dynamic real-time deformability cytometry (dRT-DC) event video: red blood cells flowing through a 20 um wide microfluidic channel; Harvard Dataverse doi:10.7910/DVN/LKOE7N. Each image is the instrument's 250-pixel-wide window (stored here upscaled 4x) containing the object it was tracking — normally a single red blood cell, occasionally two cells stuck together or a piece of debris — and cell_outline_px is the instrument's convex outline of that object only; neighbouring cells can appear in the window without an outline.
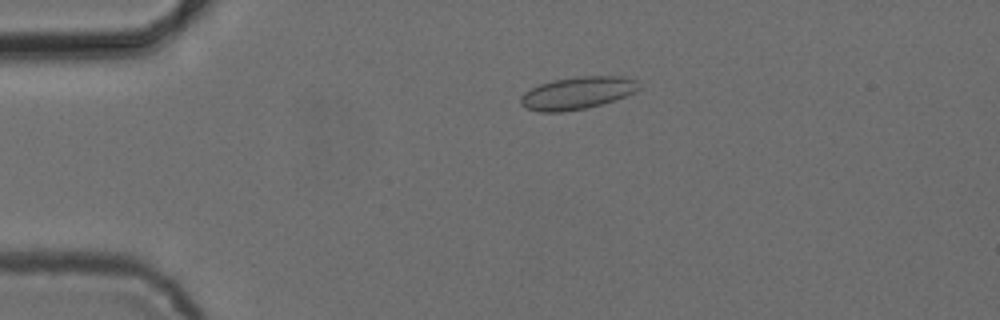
{"species": "common noctule bat (a hibernating species)", "species_latin": "Nyctalus noctula", "temperature_condition": "cold", "stored_images_in_passage": 54, "camera_frame_rate_fps": 3000, "um_per_image_px": 0.085, "animal": {"sex": "female", "body_mass_g": 24.6, "forearm_length_mm": 56.2}, "frame": {"image": 1, "passage_image": 12, "time_ms": 3.667, "image_size_px": [1000, 320], "cell_outline_px": [[640, 88], [636, 92], [616, 100], [588, 108], [560, 112], [540, 112], [524, 108], [520, 104], [520, 96], [524, 92], [540, 84], [552, 80], [580, 76], [624, 76], [636, 80], [640, 84]], "centroid_in_image_um": [49.08, 7.91], "position_along_channel_um": 35.9, "area_um2": 22.66}}
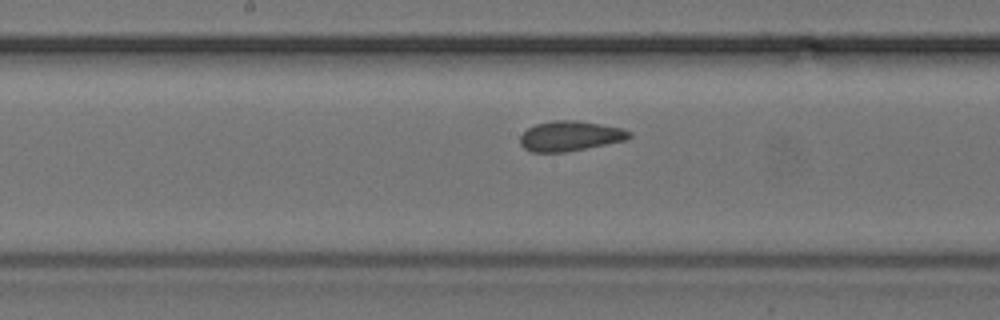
{"frame": {"image": 2, "passage_image": 28, "time_ms": 9.0, "image_size_px": [1000, 320], "cell_outline_px": [[632, 136], [628, 140], [564, 152], [532, 152], [524, 148], [520, 144], [520, 136], [528, 128], [536, 124], [552, 120], [576, 120], [600, 124], [620, 128], [632, 132]], "centroid_in_image_um": [48.46, 11.56], "position_along_channel_um": 199.7, "area_um2": 19.07}}
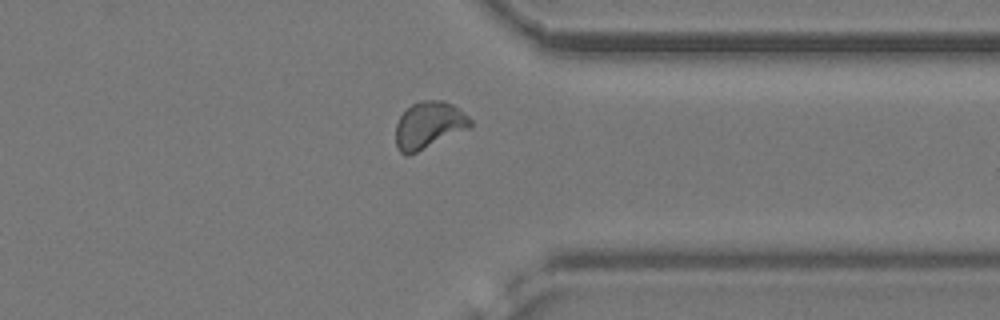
{"frame": {"image": 3, "passage_image": 42, "time_ms": 13.667, "image_size_px": [1000, 320], "cell_outline_px": [[472, 124], [468, 128], [408, 156], [400, 152], [396, 144], [396, 124], [400, 116], [412, 104], [420, 100], [444, 100], [452, 104], [464, 112], [472, 120]], "centroid_in_image_um": [36.44, 10.62], "position_along_channel_um": 375.0, "area_um2": 20.17}, "authors_computed_cell_mechanics": {"area_um2": 19.4497, "velocity_mm_per_s": 3.8372, "shape_relaxation_time_tau1_ms": 3.2037, "shape_relaxation_time_tau2_ms": 1.0958, "deformation_change_tau1": 0.052, "deformation_change_tau2": 0.0497}}